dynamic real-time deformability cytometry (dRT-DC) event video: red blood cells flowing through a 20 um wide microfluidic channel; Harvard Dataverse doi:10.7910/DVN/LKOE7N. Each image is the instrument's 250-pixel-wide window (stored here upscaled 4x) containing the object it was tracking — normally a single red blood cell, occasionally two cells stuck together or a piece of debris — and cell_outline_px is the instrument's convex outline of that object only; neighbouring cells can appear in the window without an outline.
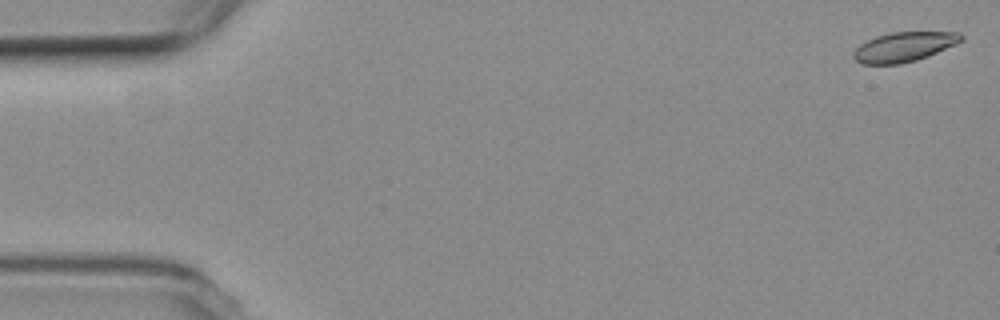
{"species": "common noctule bat (a hibernating species)", "species_latin": "Nyctalus noctula", "temperature_condition": "room temperature", "stored_images_in_passage": 6, "camera_frame_rate_fps": 3000, "um_per_image_px": 0.085, "animal": {"sex": "female", "body_mass_g": 19.3, "forearm_length_mm": 54.1}, "frame": {"image": 1, "passage_image": 1, "time_ms": 0.0, "image_size_px": [1000, 320], "cell_outline_px": [[964, 40], [956, 44], [928, 56], [916, 60], [900, 64], [860, 64], [852, 56], [852, 52], [860, 44], [876, 36], [892, 32], [960, 32], [964, 36]], "centroid_in_image_um": [76.84, 3.98], "position_along_channel_um": 8.2, "area_um2": 18.67}}